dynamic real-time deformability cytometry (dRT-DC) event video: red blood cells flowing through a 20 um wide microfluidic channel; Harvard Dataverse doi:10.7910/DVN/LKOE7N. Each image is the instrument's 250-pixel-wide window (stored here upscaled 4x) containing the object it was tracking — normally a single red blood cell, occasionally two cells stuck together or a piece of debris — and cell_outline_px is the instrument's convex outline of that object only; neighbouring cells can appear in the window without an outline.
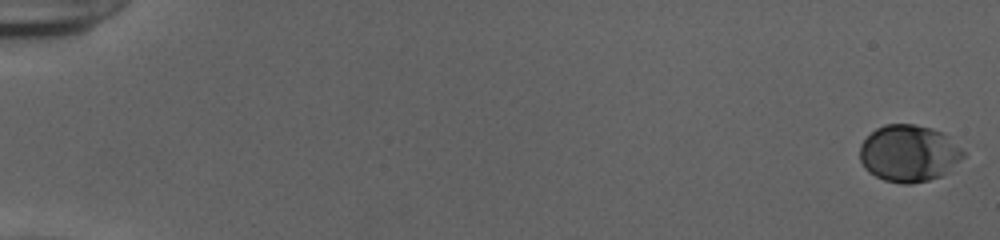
{"species": "human", "species_latin": "Homo sapiens", "temperature_condition": "cold", "stored_images_in_passage": 54, "camera_frame_rate_fps": 3000, "um_per_image_px": 0.085, "donor": {"sex": "female"}, "frame": {"image": 1, "passage_image": 1, "time_ms": 0.0, "image_size_px": [1000, 240], "cell_outline_px": [[964, 156], [940, 176], [928, 180], [912, 184], [900, 184], [884, 180], [868, 172], [864, 168], [860, 160], [860, 144], [876, 128], [884, 124], [912, 124], [932, 128], [944, 132], [964, 152]], "centroid_in_image_um": [77.21, 13.03], "position_along_channel_um": 7.8, "area_um2": 34.16}}
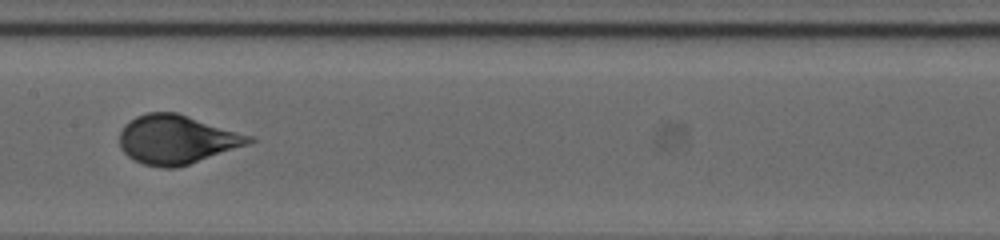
{"frame": {"image": 2, "passage_image": 30, "time_ms": 9.667, "image_size_px": [1000, 240], "cell_outline_px": [[256, 140], [252, 144], [176, 168], [164, 168], [144, 164], [132, 160], [120, 148], [120, 132], [124, 124], [136, 116], [148, 112], [176, 112], [252, 136]], "centroid_in_image_um": [15.03, 11.86], "position_along_channel_um": 192.4, "area_um2": 36.99}}
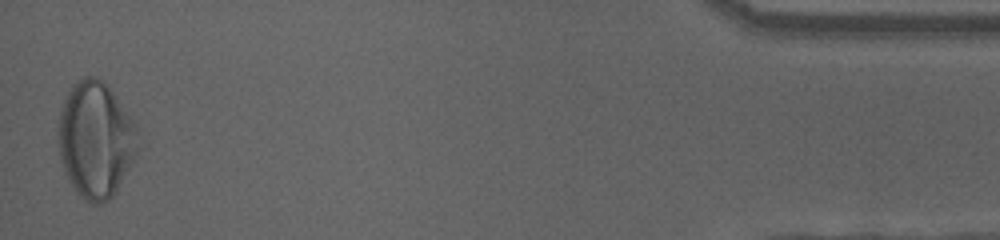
{"frame": {"image": 3, "passage_image": 54, "time_ms": 17.667, "image_size_px": [1000, 240], "cell_outline_px": [[136, 152], [116, 192], [108, 200], [100, 204], [92, 204], [84, 200], [76, 192], [60, 160], [56, 132], [60, 112], [64, 100], [72, 84], [84, 76], [96, 76], [104, 80], [136, 124]], "centroid_in_image_um": [8.09, 11.85], "position_along_channel_um": 427.1, "area_um2": 53.7}, "authors_computed_cell_mechanics": {"area_um2": 35.547, "velocity_mm_per_s": 3.8808, "shape_relaxation_time_tau1_ms": 3.52, "shape_relaxation_time_tau2_ms": null, "deformation_change_tau1": 0.167, "deformation_change_tau2": null}}